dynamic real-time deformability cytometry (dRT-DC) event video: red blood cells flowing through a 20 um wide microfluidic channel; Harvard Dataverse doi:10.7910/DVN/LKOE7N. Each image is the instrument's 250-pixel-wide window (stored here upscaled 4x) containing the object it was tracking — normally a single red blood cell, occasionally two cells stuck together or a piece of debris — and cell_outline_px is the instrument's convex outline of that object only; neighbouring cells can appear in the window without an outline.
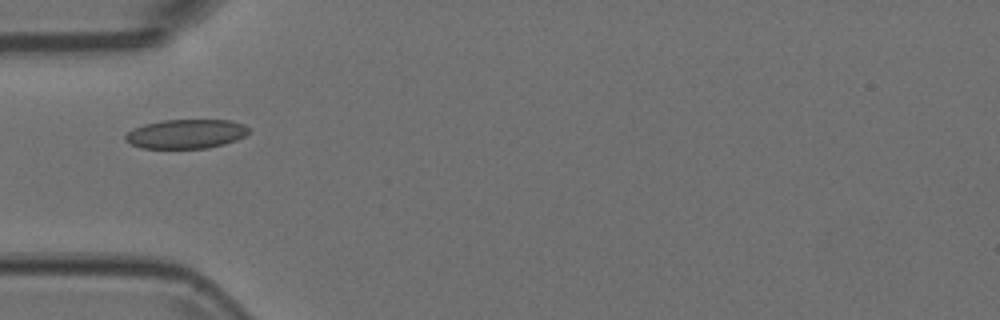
{"species": "Egyptian fruit bat (a non-hibernating species)", "species_latin": "Rousettus aegyptiacus", "temperature_condition": "room temperature", "stored_images_in_passage": 28, "camera_frame_rate_fps": 3000, "um_per_image_px": 0.085, "animal": {"sex": "female"}, "frame": {"image": 1, "passage_image": 1, "time_ms": 0.0, "image_size_px": [1000, 320], "cell_outline_px": [[252, 128], [244, 136], [236, 140], [224, 144], [208, 148], [140, 148], [124, 140], [124, 136], [132, 128], [144, 124], [164, 120], [232, 120], [244, 124]], "centroid_in_image_um": [15.82, 11.38], "position_along_channel_um": 69.2, "area_um2": 21.15}}
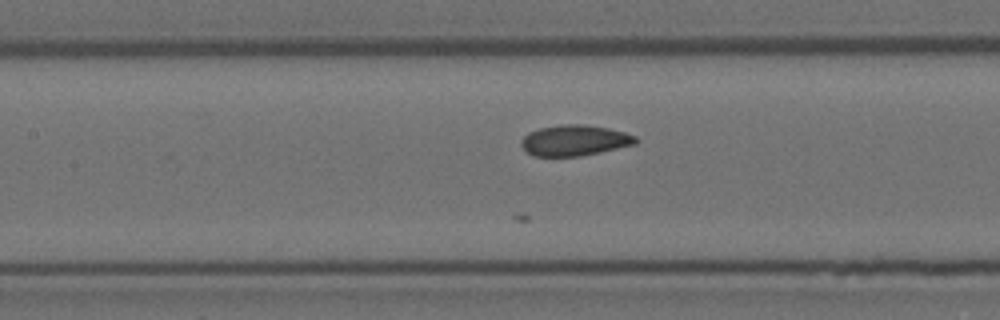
{"frame": {"image": 2, "passage_image": 8, "time_ms": 2.333, "image_size_px": [1000, 320], "cell_outline_px": [[640, 140], [636, 144], [600, 152], [580, 156], [532, 156], [520, 144], [520, 140], [528, 132], [540, 128], [560, 124], [584, 124], [608, 128], [624, 132], [636, 136]], "centroid_in_image_um": [48.85, 11.93], "position_along_channel_um": 158.6, "area_um2": 20.63}}
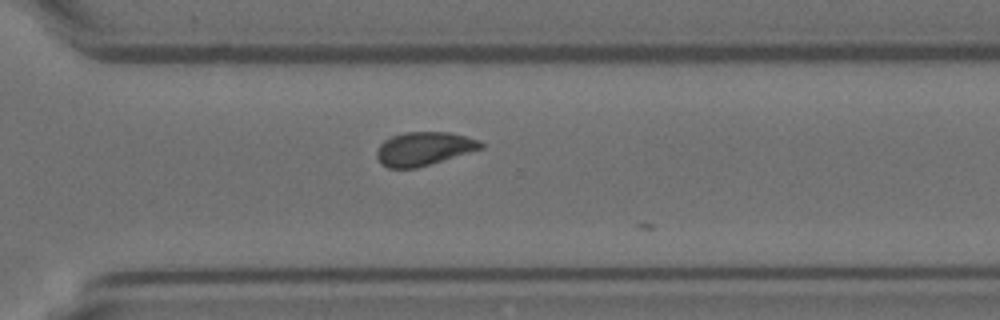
{"frame": {"image": 3, "passage_image": 22, "time_ms": 7.0, "image_size_px": [1000, 320], "cell_outline_px": [[484, 148], [416, 168], [388, 168], [380, 164], [376, 156], [376, 152], [380, 144], [384, 140], [392, 136], [404, 132], [448, 132], [480, 140], [484, 144]], "centroid_in_image_um": [36.01, 12.64], "position_along_channel_um": 334.6, "area_um2": 20.35}}